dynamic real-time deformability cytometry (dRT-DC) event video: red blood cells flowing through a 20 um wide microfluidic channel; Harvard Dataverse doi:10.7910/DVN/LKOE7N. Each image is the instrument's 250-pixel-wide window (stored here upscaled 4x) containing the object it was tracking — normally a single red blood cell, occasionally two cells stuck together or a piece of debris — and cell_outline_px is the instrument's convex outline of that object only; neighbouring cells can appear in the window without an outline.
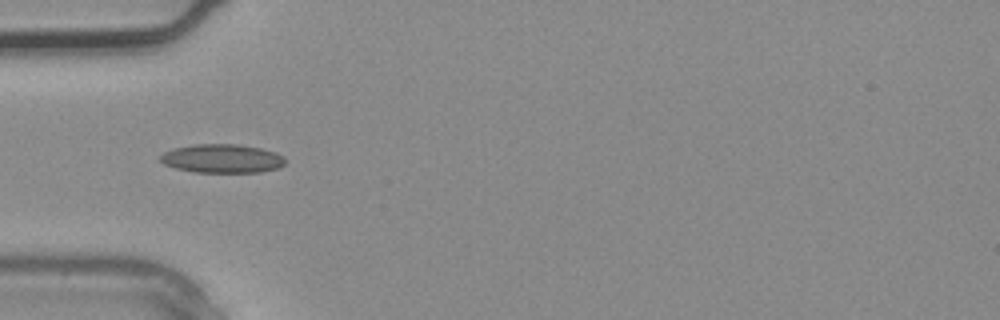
{"species": "common noctule bat (a hibernating species)", "species_latin": "Nyctalus noctula", "temperature_condition": "warm", "stored_images_in_passage": 2, "camera_frame_rate_fps": 3000, "um_per_image_px": 0.085, "animal": {"sex": "male", "body_mass_g": 20.4}, "frame": {"image": 1, "passage_image": 2, "time_ms": 0.333, "image_size_px": [1000, 320], "cell_outline_px": [[284, 164], [280, 168], [260, 172], [196, 172], [176, 168], [164, 164], [160, 160], [160, 156], [164, 152], [172, 148], [192, 144], [236, 144], [260, 148], [276, 152], [284, 156]], "centroid_in_image_um": [18.88, 13.47], "position_along_channel_um": 66.1, "area_um2": 20.98}}